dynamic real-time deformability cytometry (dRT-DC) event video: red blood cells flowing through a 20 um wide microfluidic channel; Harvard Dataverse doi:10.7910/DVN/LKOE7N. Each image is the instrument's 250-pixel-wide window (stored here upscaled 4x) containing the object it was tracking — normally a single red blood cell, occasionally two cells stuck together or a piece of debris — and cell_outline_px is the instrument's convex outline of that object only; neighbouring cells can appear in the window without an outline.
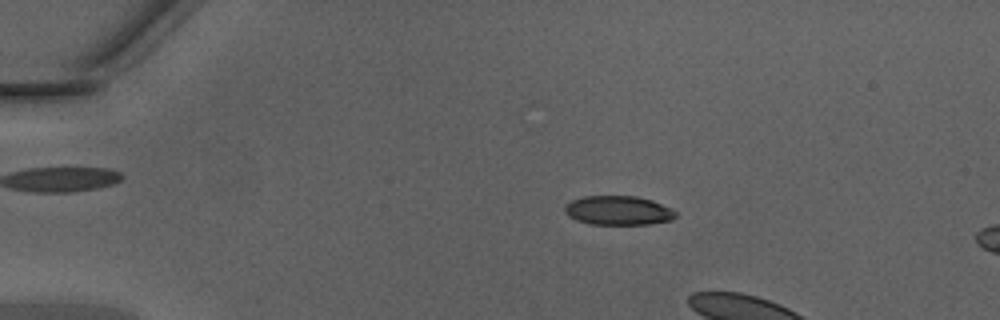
{"species": "Egyptian fruit bat (a non-hibernating species)", "species_latin": "Rousettus aegyptiacus", "temperature_condition": "warm", "stored_images_in_passage": 14, "camera_frame_rate_fps": 3000, "um_per_image_px": 0.085, "animal": {"sex": "male"}, "frame": {"image": 1, "passage_image": 10, "time_ms": 3.0, "image_size_px": [1000, 320], "cell_outline_px": [[676, 216], [672, 220], [648, 224], [588, 224], [576, 220], [568, 216], [564, 212], [564, 208], [572, 200], [584, 196], [636, 196], [652, 200], [672, 208], [676, 212]], "centroid_in_image_um": [52.56, 17.89], "position_along_channel_um": 32.4, "area_um2": 18.9}}